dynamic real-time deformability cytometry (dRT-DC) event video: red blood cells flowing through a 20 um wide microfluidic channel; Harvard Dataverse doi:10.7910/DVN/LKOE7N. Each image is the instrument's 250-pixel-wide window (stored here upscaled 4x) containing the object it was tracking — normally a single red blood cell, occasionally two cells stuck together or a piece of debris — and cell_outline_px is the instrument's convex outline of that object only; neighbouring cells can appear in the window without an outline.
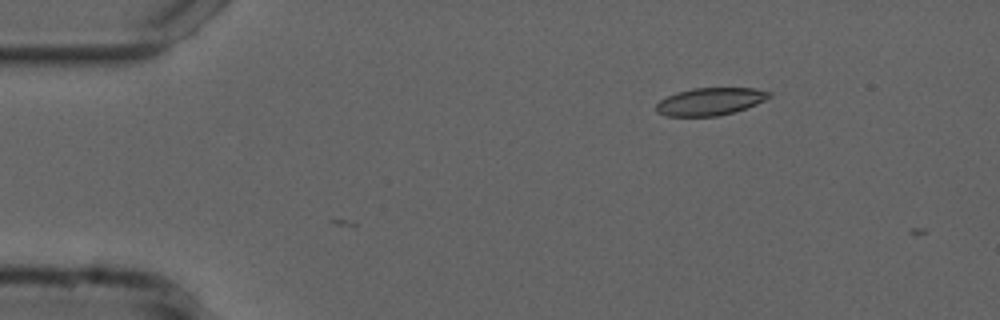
{"species": "common noctule bat (a hibernating species)", "species_latin": "Nyctalus noctula", "temperature_condition": "cold", "stored_images_in_passage": 3, "camera_frame_rate_fps": 3000, "um_per_image_px": 0.085, "animal": {"sex": "male", "forearm_length_mm": 52.5}, "frame": {"image": 1, "passage_image": 3, "time_ms": 0.667, "image_size_px": [1000, 320], "cell_outline_px": [[772, 96], [756, 104], [732, 112], [716, 116], [664, 116], [656, 112], [656, 104], [660, 100], [676, 92], [692, 88], [756, 88], [772, 92]], "centroid_in_image_um": [60.35, 8.62], "position_along_channel_um": 24.7, "area_um2": 18.09}}